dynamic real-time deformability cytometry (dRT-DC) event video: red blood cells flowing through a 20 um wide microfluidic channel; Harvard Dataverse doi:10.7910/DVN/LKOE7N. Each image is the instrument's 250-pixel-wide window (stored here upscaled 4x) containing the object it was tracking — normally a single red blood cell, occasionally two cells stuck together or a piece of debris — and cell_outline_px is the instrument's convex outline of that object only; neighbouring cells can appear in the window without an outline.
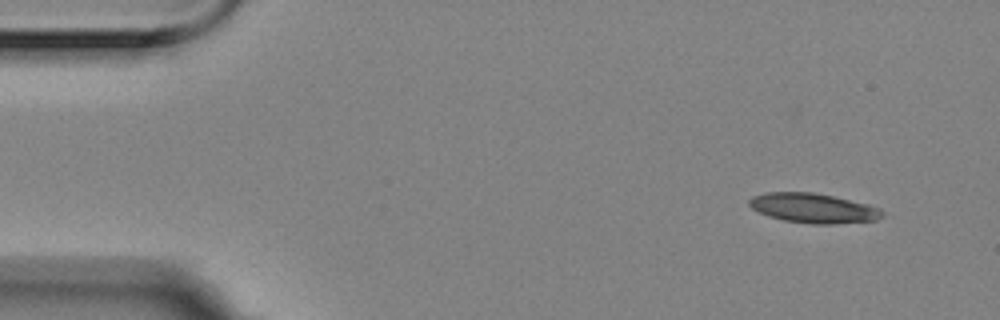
{"species": "Egyptian fruit bat (a non-hibernating species)", "species_latin": "Rousettus aegyptiacus", "temperature_condition": "room temperature", "stored_images_in_passage": 4, "camera_frame_rate_fps": 3000, "um_per_image_px": 0.085, "animal": {"sex": "female"}, "frame": {"image": 1, "passage_image": 1, "time_ms": 0.0, "image_size_px": [1000, 320], "cell_outline_px": [[884, 216], [876, 220], [832, 224], [812, 224], [784, 220], [768, 216], [752, 208], [748, 204], [748, 200], [752, 196], [768, 192], [812, 192], [832, 196], [868, 204], [880, 208], [884, 212]], "centroid_in_image_um": [69.14, 17.69], "position_along_channel_um": 15.9, "area_um2": 22.95}}
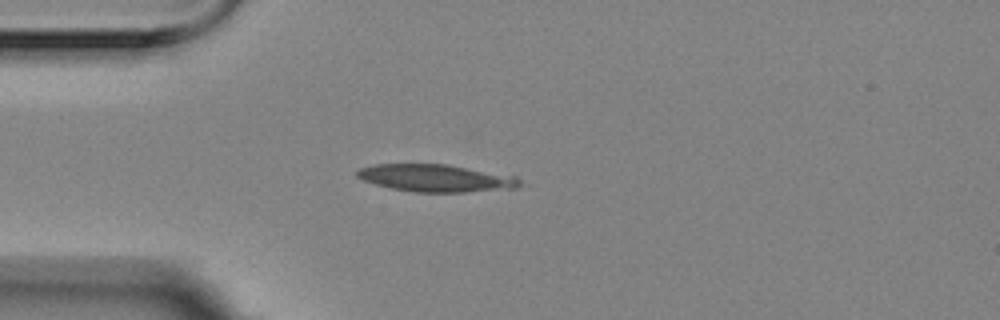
{"frame": {"image": 2, "passage_image": 3, "time_ms": 0.667, "image_size_px": [1000, 320], "cell_outline_px": [[528, 184], [516, 188], [464, 192], [416, 192], [392, 188], [376, 184], [364, 180], [356, 176], [356, 172], [360, 168], [376, 164], [448, 164], [516, 176]], "centroid_in_image_um": [37.14, 15.14], "position_along_channel_um": 47.9, "area_um2": 26.07}}